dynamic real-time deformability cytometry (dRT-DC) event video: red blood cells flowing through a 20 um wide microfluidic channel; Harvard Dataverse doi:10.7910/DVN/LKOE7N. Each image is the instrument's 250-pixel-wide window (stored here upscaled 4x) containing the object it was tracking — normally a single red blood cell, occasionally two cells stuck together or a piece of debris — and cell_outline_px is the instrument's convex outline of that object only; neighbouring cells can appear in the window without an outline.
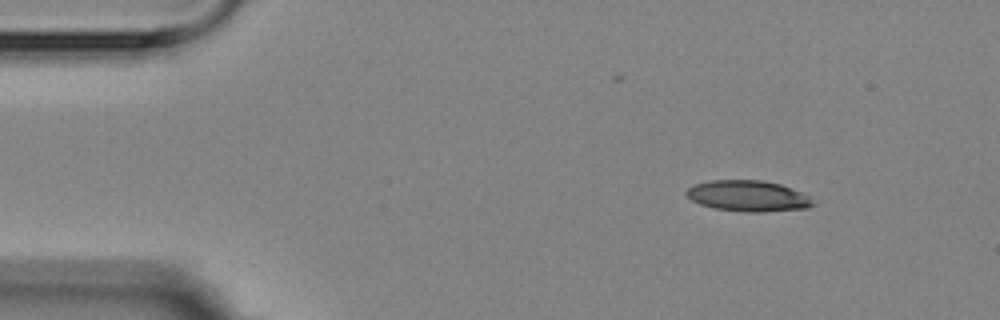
{"species": "Egyptian fruit bat (a non-hibernating species)", "species_latin": "Rousettus aegyptiacus", "temperature_condition": "room temperature", "stored_images_in_passage": 2, "camera_frame_rate_fps": 3000, "um_per_image_px": 0.085, "animal": {"sex": "female"}, "frame": {"image": 1, "passage_image": 2, "time_ms": 2.0, "image_size_px": [1000, 320], "cell_outline_px": [[816, 204], [808, 208], [760, 212], [744, 212], [712, 208], [700, 204], [692, 200], [684, 192], [688, 188], [696, 184], [712, 180], [760, 180], [780, 184], [800, 192], [808, 196]], "centroid_in_image_um": [63.58, 16.66], "position_along_channel_um": 21.4, "area_um2": 22.72}}